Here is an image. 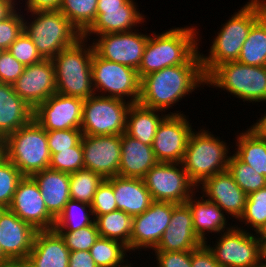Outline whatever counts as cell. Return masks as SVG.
Wrapping results in <instances>:
<instances>
[{
    "mask_svg": "<svg viewBox=\"0 0 266 267\" xmlns=\"http://www.w3.org/2000/svg\"><path fill=\"white\" fill-rule=\"evenodd\" d=\"M206 80L207 87L226 91L244 103L246 101L266 104V66H250L229 61L217 66Z\"/></svg>",
    "mask_w": 266,
    "mask_h": 267,
    "instance_id": "obj_8",
    "label": "cell"
},
{
    "mask_svg": "<svg viewBox=\"0 0 266 267\" xmlns=\"http://www.w3.org/2000/svg\"><path fill=\"white\" fill-rule=\"evenodd\" d=\"M68 267H98L90 251H74L69 254Z\"/></svg>",
    "mask_w": 266,
    "mask_h": 267,
    "instance_id": "obj_51",
    "label": "cell"
},
{
    "mask_svg": "<svg viewBox=\"0 0 266 267\" xmlns=\"http://www.w3.org/2000/svg\"><path fill=\"white\" fill-rule=\"evenodd\" d=\"M185 114L167 115L159 124L152 143L158 162L181 163L186 152L192 123Z\"/></svg>",
    "mask_w": 266,
    "mask_h": 267,
    "instance_id": "obj_15",
    "label": "cell"
},
{
    "mask_svg": "<svg viewBox=\"0 0 266 267\" xmlns=\"http://www.w3.org/2000/svg\"><path fill=\"white\" fill-rule=\"evenodd\" d=\"M84 167L104 179L118 176L121 159V135H83Z\"/></svg>",
    "mask_w": 266,
    "mask_h": 267,
    "instance_id": "obj_17",
    "label": "cell"
},
{
    "mask_svg": "<svg viewBox=\"0 0 266 267\" xmlns=\"http://www.w3.org/2000/svg\"><path fill=\"white\" fill-rule=\"evenodd\" d=\"M91 71L95 94L138 103L141 79L137 70L105 60L94 51Z\"/></svg>",
    "mask_w": 266,
    "mask_h": 267,
    "instance_id": "obj_9",
    "label": "cell"
},
{
    "mask_svg": "<svg viewBox=\"0 0 266 267\" xmlns=\"http://www.w3.org/2000/svg\"><path fill=\"white\" fill-rule=\"evenodd\" d=\"M155 256L153 267H192L190 251H151ZM154 252V254H153Z\"/></svg>",
    "mask_w": 266,
    "mask_h": 267,
    "instance_id": "obj_48",
    "label": "cell"
},
{
    "mask_svg": "<svg viewBox=\"0 0 266 267\" xmlns=\"http://www.w3.org/2000/svg\"><path fill=\"white\" fill-rule=\"evenodd\" d=\"M238 134V135H237ZM236 134L234 154L266 177V139L251 127Z\"/></svg>",
    "mask_w": 266,
    "mask_h": 267,
    "instance_id": "obj_31",
    "label": "cell"
},
{
    "mask_svg": "<svg viewBox=\"0 0 266 267\" xmlns=\"http://www.w3.org/2000/svg\"><path fill=\"white\" fill-rule=\"evenodd\" d=\"M237 62L266 66V13L251 27Z\"/></svg>",
    "mask_w": 266,
    "mask_h": 267,
    "instance_id": "obj_33",
    "label": "cell"
},
{
    "mask_svg": "<svg viewBox=\"0 0 266 267\" xmlns=\"http://www.w3.org/2000/svg\"><path fill=\"white\" fill-rule=\"evenodd\" d=\"M242 6L221 25L208 55L199 52L206 77L220 64L237 61L251 27L266 13V0H249Z\"/></svg>",
    "mask_w": 266,
    "mask_h": 267,
    "instance_id": "obj_3",
    "label": "cell"
},
{
    "mask_svg": "<svg viewBox=\"0 0 266 267\" xmlns=\"http://www.w3.org/2000/svg\"><path fill=\"white\" fill-rule=\"evenodd\" d=\"M49 168L71 174L84 167L83 148L80 141L76 146L65 150H59L58 153L51 154Z\"/></svg>",
    "mask_w": 266,
    "mask_h": 267,
    "instance_id": "obj_41",
    "label": "cell"
},
{
    "mask_svg": "<svg viewBox=\"0 0 266 267\" xmlns=\"http://www.w3.org/2000/svg\"><path fill=\"white\" fill-rule=\"evenodd\" d=\"M130 262H132V261H128V259H126L122 264L117 265L115 267H135V266H133L135 263H130ZM136 267H138V266H136Z\"/></svg>",
    "mask_w": 266,
    "mask_h": 267,
    "instance_id": "obj_57",
    "label": "cell"
},
{
    "mask_svg": "<svg viewBox=\"0 0 266 267\" xmlns=\"http://www.w3.org/2000/svg\"><path fill=\"white\" fill-rule=\"evenodd\" d=\"M210 202L217 204L230 219L239 220L244 213L247 194L236 184L228 170L205 179L197 192ZM233 217V218H232Z\"/></svg>",
    "mask_w": 266,
    "mask_h": 267,
    "instance_id": "obj_20",
    "label": "cell"
},
{
    "mask_svg": "<svg viewBox=\"0 0 266 267\" xmlns=\"http://www.w3.org/2000/svg\"><path fill=\"white\" fill-rule=\"evenodd\" d=\"M227 170L247 195L266 186V177L242 162L234 153L229 158Z\"/></svg>",
    "mask_w": 266,
    "mask_h": 267,
    "instance_id": "obj_39",
    "label": "cell"
},
{
    "mask_svg": "<svg viewBox=\"0 0 266 267\" xmlns=\"http://www.w3.org/2000/svg\"><path fill=\"white\" fill-rule=\"evenodd\" d=\"M194 131L189 136L181 163L190 180L199 186L205 179L226 171L232 153L226 140L214 136L209 129Z\"/></svg>",
    "mask_w": 266,
    "mask_h": 267,
    "instance_id": "obj_6",
    "label": "cell"
},
{
    "mask_svg": "<svg viewBox=\"0 0 266 267\" xmlns=\"http://www.w3.org/2000/svg\"><path fill=\"white\" fill-rule=\"evenodd\" d=\"M14 92L32 109L56 93V77L51 59L25 66L22 75L13 83Z\"/></svg>",
    "mask_w": 266,
    "mask_h": 267,
    "instance_id": "obj_18",
    "label": "cell"
},
{
    "mask_svg": "<svg viewBox=\"0 0 266 267\" xmlns=\"http://www.w3.org/2000/svg\"><path fill=\"white\" fill-rule=\"evenodd\" d=\"M31 177L38 184L49 214L56 219L70 200L69 174L47 168Z\"/></svg>",
    "mask_w": 266,
    "mask_h": 267,
    "instance_id": "obj_28",
    "label": "cell"
},
{
    "mask_svg": "<svg viewBox=\"0 0 266 267\" xmlns=\"http://www.w3.org/2000/svg\"><path fill=\"white\" fill-rule=\"evenodd\" d=\"M128 252V247L123 243L100 236L90 248V254L98 267L120 265L129 257Z\"/></svg>",
    "mask_w": 266,
    "mask_h": 267,
    "instance_id": "obj_36",
    "label": "cell"
},
{
    "mask_svg": "<svg viewBox=\"0 0 266 267\" xmlns=\"http://www.w3.org/2000/svg\"><path fill=\"white\" fill-rule=\"evenodd\" d=\"M23 177L19 169L0 152V209L9 208Z\"/></svg>",
    "mask_w": 266,
    "mask_h": 267,
    "instance_id": "obj_40",
    "label": "cell"
},
{
    "mask_svg": "<svg viewBox=\"0 0 266 267\" xmlns=\"http://www.w3.org/2000/svg\"><path fill=\"white\" fill-rule=\"evenodd\" d=\"M196 194L197 192L185 203L192 213L195 234L202 243H206L207 236L210 233H216L218 236L223 231L231 229L234 225L228 223V215L217 204L208 201L202 195L199 197V194H197L198 196H196Z\"/></svg>",
    "mask_w": 266,
    "mask_h": 267,
    "instance_id": "obj_25",
    "label": "cell"
},
{
    "mask_svg": "<svg viewBox=\"0 0 266 267\" xmlns=\"http://www.w3.org/2000/svg\"><path fill=\"white\" fill-rule=\"evenodd\" d=\"M94 219L99 215H104L112 211L118 210L115 201L112 177L104 179L99 185L91 204Z\"/></svg>",
    "mask_w": 266,
    "mask_h": 267,
    "instance_id": "obj_45",
    "label": "cell"
},
{
    "mask_svg": "<svg viewBox=\"0 0 266 267\" xmlns=\"http://www.w3.org/2000/svg\"><path fill=\"white\" fill-rule=\"evenodd\" d=\"M88 41L82 37L51 59L55 70L56 93L84 100L95 94L91 71L95 50L92 42L90 44Z\"/></svg>",
    "mask_w": 266,
    "mask_h": 267,
    "instance_id": "obj_4",
    "label": "cell"
},
{
    "mask_svg": "<svg viewBox=\"0 0 266 267\" xmlns=\"http://www.w3.org/2000/svg\"><path fill=\"white\" fill-rule=\"evenodd\" d=\"M206 81L202 64L166 67L141 78L138 103L168 115H181L183 111L168 112L169 108L197 91V87L202 85L200 89H204Z\"/></svg>",
    "mask_w": 266,
    "mask_h": 267,
    "instance_id": "obj_1",
    "label": "cell"
},
{
    "mask_svg": "<svg viewBox=\"0 0 266 267\" xmlns=\"http://www.w3.org/2000/svg\"><path fill=\"white\" fill-rule=\"evenodd\" d=\"M24 11H56L60 9L63 0H24Z\"/></svg>",
    "mask_w": 266,
    "mask_h": 267,
    "instance_id": "obj_50",
    "label": "cell"
},
{
    "mask_svg": "<svg viewBox=\"0 0 266 267\" xmlns=\"http://www.w3.org/2000/svg\"><path fill=\"white\" fill-rule=\"evenodd\" d=\"M34 109L22 100L11 84L0 82V143L33 119Z\"/></svg>",
    "mask_w": 266,
    "mask_h": 267,
    "instance_id": "obj_27",
    "label": "cell"
},
{
    "mask_svg": "<svg viewBox=\"0 0 266 267\" xmlns=\"http://www.w3.org/2000/svg\"><path fill=\"white\" fill-rule=\"evenodd\" d=\"M202 244L194 232L191 210L183 203L173 208L169 226L153 251H190Z\"/></svg>",
    "mask_w": 266,
    "mask_h": 267,
    "instance_id": "obj_22",
    "label": "cell"
},
{
    "mask_svg": "<svg viewBox=\"0 0 266 267\" xmlns=\"http://www.w3.org/2000/svg\"><path fill=\"white\" fill-rule=\"evenodd\" d=\"M70 199L92 204L94 194L104 178L90 169H80L69 174Z\"/></svg>",
    "mask_w": 266,
    "mask_h": 267,
    "instance_id": "obj_37",
    "label": "cell"
},
{
    "mask_svg": "<svg viewBox=\"0 0 266 267\" xmlns=\"http://www.w3.org/2000/svg\"><path fill=\"white\" fill-rule=\"evenodd\" d=\"M20 7L21 9L17 8L8 18L0 21V49L3 51L24 31V15L21 12L22 6Z\"/></svg>",
    "mask_w": 266,
    "mask_h": 267,
    "instance_id": "obj_44",
    "label": "cell"
},
{
    "mask_svg": "<svg viewBox=\"0 0 266 267\" xmlns=\"http://www.w3.org/2000/svg\"><path fill=\"white\" fill-rule=\"evenodd\" d=\"M260 263L266 265V236H258Z\"/></svg>",
    "mask_w": 266,
    "mask_h": 267,
    "instance_id": "obj_55",
    "label": "cell"
},
{
    "mask_svg": "<svg viewBox=\"0 0 266 267\" xmlns=\"http://www.w3.org/2000/svg\"><path fill=\"white\" fill-rule=\"evenodd\" d=\"M70 250L54 229L37 230L26 259L31 267H68Z\"/></svg>",
    "mask_w": 266,
    "mask_h": 267,
    "instance_id": "obj_24",
    "label": "cell"
},
{
    "mask_svg": "<svg viewBox=\"0 0 266 267\" xmlns=\"http://www.w3.org/2000/svg\"><path fill=\"white\" fill-rule=\"evenodd\" d=\"M98 0H63L59 11L83 35L95 22Z\"/></svg>",
    "mask_w": 266,
    "mask_h": 267,
    "instance_id": "obj_35",
    "label": "cell"
},
{
    "mask_svg": "<svg viewBox=\"0 0 266 267\" xmlns=\"http://www.w3.org/2000/svg\"><path fill=\"white\" fill-rule=\"evenodd\" d=\"M16 4L20 6L17 0H0V21L8 18L18 8Z\"/></svg>",
    "mask_w": 266,
    "mask_h": 267,
    "instance_id": "obj_52",
    "label": "cell"
},
{
    "mask_svg": "<svg viewBox=\"0 0 266 267\" xmlns=\"http://www.w3.org/2000/svg\"><path fill=\"white\" fill-rule=\"evenodd\" d=\"M253 130H255L261 137L266 139V111L261 117L250 126Z\"/></svg>",
    "mask_w": 266,
    "mask_h": 267,
    "instance_id": "obj_54",
    "label": "cell"
},
{
    "mask_svg": "<svg viewBox=\"0 0 266 267\" xmlns=\"http://www.w3.org/2000/svg\"><path fill=\"white\" fill-rule=\"evenodd\" d=\"M29 13V16L32 15V18H27L29 20L24 13V31L44 59L54 58L60 51L74 45L83 37L59 10Z\"/></svg>",
    "mask_w": 266,
    "mask_h": 267,
    "instance_id": "obj_7",
    "label": "cell"
},
{
    "mask_svg": "<svg viewBox=\"0 0 266 267\" xmlns=\"http://www.w3.org/2000/svg\"><path fill=\"white\" fill-rule=\"evenodd\" d=\"M7 51L24 66L38 63L44 59L25 31L9 46Z\"/></svg>",
    "mask_w": 266,
    "mask_h": 267,
    "instance_id": "obj_43",
    "label": "cell"
},
{
    "mask_svg": "<svg viewBox=\"0 0 266 267\" xmlns=\"http://www.w3.org/2000/svg\"><path fill=\"white\" fill-rule=\"evenodd\" d=\"M131 103L94 94L84 100L80 130L83 135H122Z\"/></svg>",
    "mask_w": 266,
    "mask_h": 267,
    "instance_id": "obj_10",
    "label": "cell"
},
{
    "mask_svg": "<svg viewBox=\"0 0 266 267\" xmlns=\"http://www.w3.org/2000/svg\"><path fill=\"white\" fill-rule=\"evenodd\" d=\"M95 219L91 205L80 201L69 200L61 214L55 219V231H76L92 225Z\"/></svg>",
    "mask_w": 266,
    "mask_h": 267,
    "instance_id": "obj_34",
    "label": "cell"
},
{
    "mask_svg": "<svg viewBox=\"0 0 266 267\" xmlns=\"http://www.w3.org/2000/svg\"><path fill=\"white\" fill-rule=\"evenodd\" d=\"M6 260H8V259L3 255V252L0 249V263L4 262Z\"/></svg>",
    "mask_w": 266,
    "mask_h": 267,
    "instance_id": "obj_59",
    "label": "cell"
},
{
    "mask_svg": "<svg viewBox=\"0 0 266 267\" xmlns=\"http://www.w3.org/2000/svg\"><path fill=\"white\" fill-rule=\"evenodd\" d=\"M235 226L220 233L212 245L208 244L211 243L208 240L205 244L221 267H260L257 233H252L246 227L239 228L240 225Z\"/></svg>",
    "mask_w": 266,
    "mask_h": 267,
    "instance_id": "obj_11",
    "label": "cell"
},
{
    "mask_svg": "<svg viewBox=\"0 0 266 267\" xmlns=\"http://www.w3.org/2000/svg\"><path fill=\"white\" fill-rule=\"evenodd\" d=\"M258 236H266V225L263 227V229L257 233Z\"/></svg>",
    "mask_w": 266,
    "mask_h": 267,
    "instance_id": "obj_58",
    "label": "cell"
},
{
    "mask_svg": "<svg viewBox=\"0 0 266 267\" xmlns=\"http://www.w3.org/2000/svg\"><path fill=\"white\" fill-rule=\"evenodd\" d=\"M128 0H98L97 9L121 8Z\"/></svg>",
    "mask_w": 266,
    "mask_h": 267,
    "instance_id": "obj_53",
    "label": "cell"
},
{
    "mask_svg": "<svg viewBox=\"0 0 266 267\" xmlns=\"http://www.w3.org/2000/svg\"><path fill=\"white\" fill-rule=\"evenodd\" d=\"M63 238L65 246L74 251H90V248L99 238L96 223L80 228L76 231H57Z\"/></svg>",
    "mask_w": 266,
    "mask_h": 267,
    "instance_id": "obj_42",
    "label": "cell"
},
{
    "mask_svg": "<svg viewBox=\"0 0 266 267\" xmlns=\"http://www.w3.org/2000/svg\"><path fill=\"white\" fill-rule=\"evenodd\" d=\"M25 66L17 61L7 50L0 54V82L13 83L22 75Z\"/></svg>",
    "mask_w": 266,
    "mask_h": 267,
    "instance_id": "obj_47",
    "label": "cell"
},
{
    "mask_svg": "<svg viewBox=\"0 0 266 267\" xmlns=\"http://www.w3.org/2000/svg\"><path fill=\"white\" fill-rule=\"evenodd\" d=\"M239 228H252V233H259L266 225V186L247 196L243 215L238 220ZM242 222V223H241ZM244 224V226L242 225Z\"/></svg>",
    "mask_w": 266,
    "mask_h": 267,
    "instance_id": "obj_38",
    "label": "cell"
},
{
    "mask_svg": "<svg viewBox=\"0 0 266 267\" xmlns=\"http://www.w3.org/2000/svg\"><path fill=\"white\" fill-rule=\"evenodd\" d=\"M9 209L36 230H51L55 219L49 214L38 184L31 176L18 183Z\"/></svg>",
    "mask_w": 266,
    "mask_h": 267,
    "instance_id": "obj_19",
    "label": "cell"
},
{
    "mask_svg": "<svg viewBox=\"0 0 266 267\" xmlns=\"http://www.w3.org/2000/svg\"><path fill=\"white\" fill-rule=\"evenodd\" d=\"M143 180L154 201L183 204L197 192L182 163L158 162Z\"/></svg>",
    "mask_w": 266,
    "mask_h": 267,
    "instance_id": "obj_12",
    "label": "cell"
},
{
    "mask_svg": "<svg viewBox=\"0 0 266 267\" xmlns=\"http://www.w3.org/2000/svg\"><path fill=\"white\" fill-rule=\"evenodd\" d=\"M112 187L118 210L130 216L142 214L153 201L143 179L114 176Z\"/></svg>",
    "mask_w": 266,
    "mask_h": 267,
    "instance_id": "obj_29",
    "label": "cell"
},
{
    "mask_svg": "<svg viewBox=\"0 0 266 267\" xmlns=\"http://www.w3.org/2000/svg\"><path fill=\"white\" fill-rule=\"evenodd\" d=\"M135 0H128L121 8L97 9L96 20L83 34L90 42L92 35L120 33L136 30L135 27L144 25V14L140 13ZM139 24V25H138Z\"/></svg>",
    "mask_w": 266,
    "mask_h": 267,
    "instance_id": "obj_23",
    "label": "cell"
},
{
    "mask_svg": "<svg viewBox=\"0 0 266 267\" xmlns=\"http://www.w3.org/2000/svg\"><path fill=\"white\" fill-rule=\"evenodd\" d=\"M46 132L50 154L76 146L83 136L80 129L52 130Z\"/></svg>",
    "mask_w": 266,
    "mask_h": 267,
    "instance_id": "obj_46",
    "label": "cell"
},
{
    "mask_svg": "<svg viewBox=\"0 0 266 267\" xmlns=\"http://www.w3.org/2000/svg\"><path fill=\"white\" fill-rule=\"evenodd\" d=\"M0 267H26L25 260H6L0 263Z\"/></svg>",
    "mask_w": 266,
    "mask_h": 267,
    "instance_id": "obj_56",
    "label": "cell"
},
{
    "mask_svg": "<svg viewBox=\"0 0 266 267\" xmlns=\"http://www.w3.org/2000/svg\"><path fill=\"white\" fill-rule=\"evenodd\" d=\"M176 205L173 202L153 200L146 211L133 217L130 252L139 251L141 254V250H153L158 245L165 229L169 226Z\"/></svg>",
    "mask_w": 266,
    "mask_h": 267,
    "instance_id": "obj_14",
    "label": "cell"
},
{
    "mask_svg": "<svg viewBox=\"0 0 266 267\" xmlns=\"http://www.w3.org/2000/svg\"><path fill=\"white\" fill-rule=\"evenodd\" d=\"M36 232L9 208L0 209V249L7 259L26 261Z\"/></svg>",
    "mask_w": 266,
    "mask_h": 267,
    "instance_id": "obj_21",
    "label": "cell"
},
{
    "mask_svg": "<svg viewBox=\"0 0 266 267\" xmlns=\"http://www.w3.org/2000/svg\"><path fill=\"white\" fill-rule=\"evenodd\" d=\"M157 163L152 145L143 144L125 132L121 135V159L118 176L143 179Z\"/></svg>",
    "mask_w": 266,
    "mask_h": 267,
    "instance_id": "obj_26",
    "label": "cell"
},
{
    "mask_svg": "<svg viewBox=\"0 0 266 267\" xmlns=\"http://www.w3.org/2000/svg\"><path fill=\"white\" fill-rule=\"evenodd\" d=\"M90 38L95 52L103 59L123 64L138 70L146 43L147 33L136 30L120 33H108Z\"/></svg>",
    "mask_w": 266,
    "mask_h": 267,
    "instance_id": "obj_13",
    "label": "cell"
},
{
    "mask_svg": "<svg viewBox=\"0 0 266 267\" xmlns=\"http://www.w3.org/2000/svg\"><path fill=\"white\" fill-rule=\"evenodd\" d=\"M83 104L84 99L55 93L34 109L33 119L46 131L80 129Z\"/></svg>",
    "mask_w": 266,
    "mask_h": 267,
    "instance_id": "obj_16",
    "label": "cell"
},
{
    "mask_svg": "<svg viewBox=\"0 0 266 267\" xmlns=\"http://www.w3.org/2000/svg\"><path fill=\"white\" fill-rule=\"evenodd\" d=\"M192 267H221L215 260L212 251L203 243L200 247L192 250L191 253Z\"/></svg>",
    "mask_w": 266,
    "mask_h": 267,
    "instance_id": "obj_49",
    "label": "cell"
},
{
    "mask_svg": "<svg viewBox=\"0 0 266 267\" xmlns=\"http://www.w3.org/2000/svg\"><path fill=\"white\" fill-rule=\"evenodd\" d=\"M167 115L163 111L133 103L127 114L125 133L143 144L152 145L157 128Z\"/></svg>",
    "mask_w": 266,
    "mask_h": 267,
    "instance_id": "obj_30",
    "label": "cell"
},
{
    "mask_svg": "<svg viewBox=\"0 0 266 267\" xmlns=\"http://www.w3.org/2000/svg\"><path fill=\"white\" fill-rule=\"evenodd\" d=\"M195 25L173 27L161 33H149L141 64L139 78L166 67L183 64H202L199 36ZM199 36V37H198ZM200 40V41H199Z\"/></svg>",
    "mask_w": 266,
    "mask_h": 267,
    "instance_id": "obj_2",
    "label": "cell"
},
{
    "mask_svg": "<svg viewBox=\"0 0 266 267\" xmlns=\"http://www.w3.org/2000/svg\"><path fill=\"white\" fill-rule=\"evenodd\" d=\"M97 230L100 237L119 241L126 245L130 253V237L133 229V216L122 210L99 215L95 218Z\"/></svg>",
    "mask_w": 266,
    "mask_h": 267,
    "instance_id": "obj_32",
    "label": "cell"
},
{
    "mask_svg": "<svg viewBox=\"0 0 266 267\" xmlns=\"http://www.w3.org/2000/svg\"><path fill=\"white\" fill-rule=\"evenodd\" d=\"M0 152L23 176L49 168L51 161L47 132L34 119L7 136L0 143Z\"/></svg>",
    "mask_w": 266,
    "mask_h": 267,
    "instance_id": "obj_5",
    "label": "cell"
}]
</instances>
